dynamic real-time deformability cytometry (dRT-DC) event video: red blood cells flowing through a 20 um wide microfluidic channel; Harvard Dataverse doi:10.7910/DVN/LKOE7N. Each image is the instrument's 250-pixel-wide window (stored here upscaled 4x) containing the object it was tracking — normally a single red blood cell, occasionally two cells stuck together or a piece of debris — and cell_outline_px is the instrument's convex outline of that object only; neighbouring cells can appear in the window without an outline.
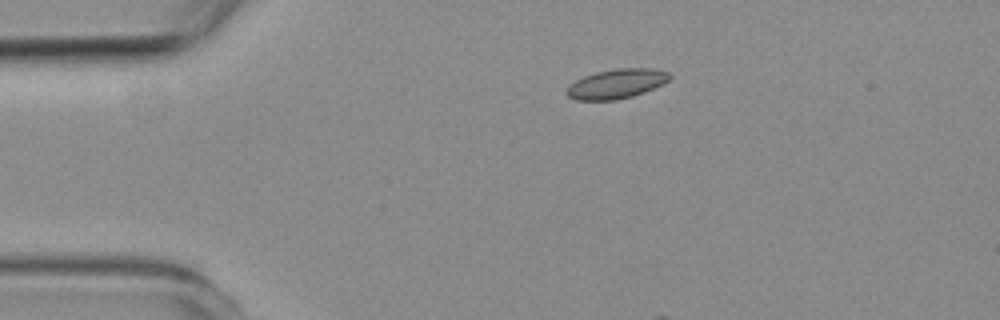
{"species": "common noctule bat (a hibernating species)", "species_latin": "Nyctalus noctula", "temperature_condition": "room temperature", "stored_images_in_passage": 3, "camera_frame_rate_fps": 3000, "um_per_image_px": 0.085, "animal": {"sex": "female", "body_mass_g": 19.3, "forearm_length_mm": 54.1}, "frame": {"image": 1, "passage_image": 1, "time_ms": 0.0, "image_size_px": [1000, 320], "cell_outline_px": [[672, 76], [664, 84], [644, 92], [632, 96], [616, 100], [576, 100], [568, 96], [564, 92], [576, 80], [584, 76], [596, 72], [620, 68], [652, 68], [668, 72]], "centroid_in_image_um": [52.42, 7.12], "position_along_channel_um": 32.6, "area_um2": 17.63}}